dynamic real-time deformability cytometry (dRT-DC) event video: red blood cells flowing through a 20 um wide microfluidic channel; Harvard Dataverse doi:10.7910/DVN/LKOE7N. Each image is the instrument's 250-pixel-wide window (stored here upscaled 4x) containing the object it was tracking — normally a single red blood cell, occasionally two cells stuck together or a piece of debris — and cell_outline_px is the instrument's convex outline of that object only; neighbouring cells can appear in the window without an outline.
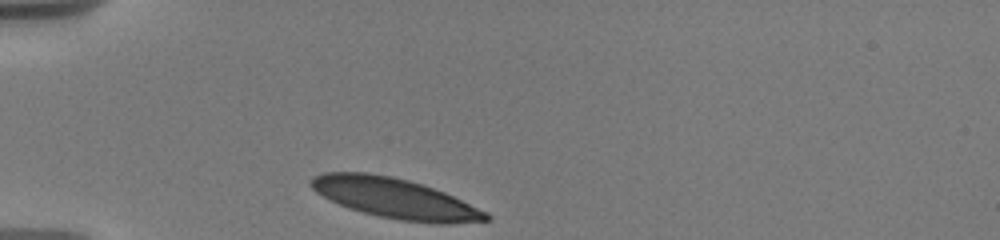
{"species": "human", "species_latin": "Homo sapiens", "temperature_condition": "warm", "stored_images_in_passage": 24, "camera_frame_rate_fps": 3000, "um_per_image_px": 0.085, "donor": {"sex": "male"}, "frame": {"image": 1, "passage_image": 1, "time_ms": 0.0, "image_size_px": [1000, 240], "cell_outline_px": [[492, 220], [448, 224], [436, 224], [400, 220], [380, 216], [364, 212], [340, 204], [316, 192], [308, 184], [308, 180], [312, 176], [324, 172], [368, 172], [392, 176], [408, 180], [444, 192], [488, 212], [492, 216]], "centroid_in_image_um": [33.59, 16.85], "position_along_channel_um": 51.4, "area_um2": 40.81}}
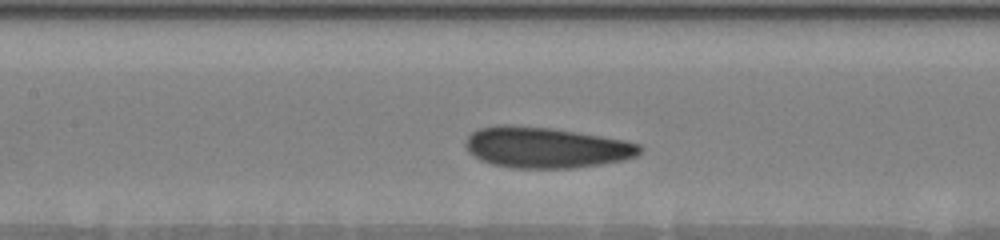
{"frame": {"image": 2, "passage_image": 10, "time_ms": 3.667, "image_size_px": [1000, 240], "cell_outline_px": [[640, 152], [636, 156], [624, 160], [600, 164], [572, 168], [512, 168], [492, 164], [480, 160], [468, 152], [464, 144], [468, 136], [476, 128], [496, 124], [508, 124], [548, 128], [576, 132], [624, 140], [640, 144]], "centroid_in_image_um": [46.34, 12.53], "position_along_channel_um": 161.1, "area_um2": 41.56}}
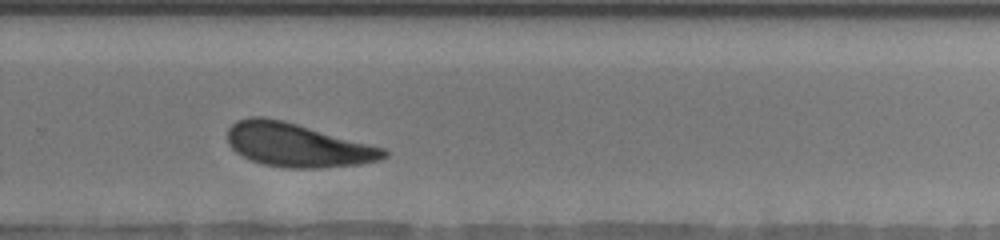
{"frame": {"image": 3, "passage_image": 21, "time_ms": 7.667, "image_size_px": [1000, 240], "cell_outline_px": [[388, 156], [380, 160], [360, 164], [320, 168], [284, 168], [264, 164], [252, 160], [236, 152], [228, 144], [228, 128], [236, 120], [252, 116], [264, 116], [284, 120], [384, 148], [388, 152]], "centroid_in_image_um": [25.26, 12.32], "position_along_channel_um": 304.5, "area_um2": 39.77}}